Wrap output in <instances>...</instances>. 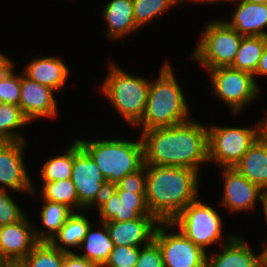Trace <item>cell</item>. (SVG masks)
Here are the masks:
<instances>
[{
  "instance_id": "obj_21",
  "label": "cell",
  "mask_w": 267,
  "mask_h": 267,
  "mask_svg": "<svg viewBox=\"0 0 267 267\" xmlns=\"http://www.w3.org/2000/svg\"><path fill=\"white\" fill-rule=\"evenodd\" d=\"M102 18L106 22V38L108 40H121L125 43V37L138 32L139 29L134 21L133 0H111L104 3Z\"/></svg>"
},
{
  "instance_id": "obj_15",
  "label": "cell",
  "mask_w": 267,
  "mask_h": 267,
  "mask_svg": "<svg viewBox=\"0 0 267 267\" xmlns=\"http://www.w3.org/2000/svg\"><path fill=\"white\" fill-rule=\"evenodd\" d=\"M27 216L16 223L0 226V258L6 265H17L40 243L34 223Z\"/></svg>"
},
{
  "instance_id": "obj_33",
  "label": "cell",
  "mask_w": 267,
  "mask_h": 267,
  "mask_svg": "<svg viewBox=\"0 0 267 267\" xmlns=\"http://www.w3.org/2000/svg\"><path fill=\"white\" fill-rule=\"evenodd\" d=\"M9 192L0 188V226L16 223L26 215Z\"/></svg>"
},
{
  "instance_id": "obj_31",
  "label": "cell",
  "mask_w": 267,
  "mask_h": 267,
  "mask_svg": "<svg viewBox=\"0 0 267 267\" xmlns=\"http://www.w3.org/2000/svg\"><path fill=\"white\" fill-rule=\"evenodd\" d=\"M65 252L54 248L49 242H40L18 267H63Z\"/></svg>"
},
{
  "instance_id": "obj_6",
  "label": "cell",
  "mask_w": 267,
  "mask_h": 267,
  "mask_svg": "<svg viewBox=\"0 0 267 267\" xmlns=\"http://www.w3.org/2000/svg\"><path fill=\"white\" fill-rule=\"evenodd\" d=\"M199 197L189 203L171 223L190 241L208 253L216 244L228 243L235 235H224L225 225L218 209ZM217 209V210H216ZM225 237V238H224Z\"/></svg>"
},
{
  "instance_id": "obj_34",
  "label": "cell",
  "mask_w": 267,
  "mask_h": 267,
  "mask_svg": "<svg viewBox=\"0 0 267 267\" xmlns=\"http://www.w3.org/2000/svg\"><path fill=\"white\" fill-rule=\"evenodd\" d=\"M139 253L140 247L115 246L102 267H135Z\"/></svg>"
},
{
  "instance_id": "obj_28",
  "label": "cell",
  "mask_w": 267,
  "mask_h": 267,
  "mask_svg": "<svg viewBox=\"0 0 267 267\" xmlns=\"http://www.w3.org/2000/svg\"><path fill=\"white\" fill-rule=\"evenodd\" d=\"M69 147L66 148L64 153L49 157L50 159L44 160L40 166V181L52 182L58 180H65L71 178L72 167L74 163V140Z\"/></svg>"
},
{
  "instance_id": "obj_42",
  "label": "cell",
  "mask_w": 267,
  "mask_h": 267,
  "mask_svg": "<svg viewBox=\"0 0 267 267\" xmlns=\"http://www.w3.org/2000/svg\"><path fill=\"white\" fill-rule=\"evenodd\" d=\"M261 136L267 142V110L264 118H261Z\"/></svg>"
},
{
  "instance_id": "obj_20",
  "label": "cell",
  "mask_w": 267,
  "mask_h": 267,
  "mask_svg": "<svg viewBox=\"0 0 267 267\" xmlns=\"http://www.w3.org/2000/svg\"><path fill=\"white\" fill-rule=\"evenodd\" d=\"M230 20L223 19L242 36L267 37V4L235 0Z\"/></svg>"
},
{
  "instance_id": "obj_32",
  "label": "cell",
  "mask_w": 267,
  "mask_h": 267,
  "mask_svg": "<svg viewBox=\"0 0 267 267\" xmlns=\"http://www.w3.org/2000/svg\"><path fill=\"white\" fill-rule=\"evenodd\" d=\"M15 61H11L0 72V103L19 106L21 91V72L15 73Z\"/></svg>"
},
{
  "instance_id": "obj_43",
  "label": "cell",
  "mask_w": 267,
  "mask_h": 267,
  "mask_svg": "<svg viewBox=\"0 0 267 267\" xmlns=\"http://www.w3.org/2000/svg\"><path fill=\"white\" fill-rule=\"evenodd\" d=\"M260 204H262V209H263V215H264V219H266V223H267V198H260Z\"/></svg>"
},
{
  "instance_id": "obj_38",
  "label": "cell",
  "mask_w": 267,
  "mask_h": 267,
  "mask_svg": "<svg viewBox=\"0 0 267 267\" xmlns=\"http://www.w3.org/2000/svg\"><path fill=\"white\" fill-rule=\"evenodd\" d=\"M259 76L260 77L265 76V78H267V43H266V46L264 47L256 73L254 74L255 81L258 85L259 83L257 81V77Z\"/></svg>"
},
{
  "instance_id": "obj_11",
  "label": "cell",
  "mask_w": 267,
  "mask_h": 267,
  "mask_svg": "<svg viewBox=\"0 0 267 267\" xmlns=\"http://www.w3.org/2000/svg\"><path fill=\"white\" fill-rule=\"evenodd\" d=\"M80 202V211L95 209L105 191L110 187L98 165L74 140V163L71 178Z\"/></svg>"
},
{
  "instance_id": "obj_2",
  "label": "cell",
  "mask_w": 267,
  "mask_h": 267,
  "mask_svg": "<svg viewBox=\"0 0 267 267\" xmlns=\"http://www.w3.org/2000/svg\"><path fill=\"white\" fill-rule=\"evenodd\" d=\"M146 167V202L160 222H171L199 196L201 175L198 171L173 166Z\"/></svg>"
},
{
  "instance_id": "obj_22",
  "label": "cell",
  "mask_w": 267,
  "mask_h": 267,
  "mask_svg": "<svg viewBox=\"0 0 267 267\" xmlns=\"http://www.w3.org/2000/svg\"><path fill=\"white\" fill-rule=\"evenodd\" d=\"M84 212V210L83 213L82 211H74L68 217L65 224L49 241L54 248L67 253L76 252V249L80 248L85 235L92 225V220Z\"/></svg>"
},
{
  "instance_id": "obj_39",
  "label": "cell",
  "mask_w": 267,
  "mask_h": 267,
  "mask_svg": "<svg viewBox=\"0 0 267 267\" xmlns=\"http://www.w3.org/2000/svg\"><path fill=\"white\" fill-rule=\"evenodd\" d=\"M235 0H182V2H184L185 4H186V2H189V3H194V4H196V3H200V4H202L203 3V5H205V3H206V5L207 4H213V3H224V2H226V3H233Z\"/></svg>"
},
{
  "instance_id": "obj_4",
  "label": "cell",
  "mask_w": 267,
  "mask_h": 267,
  "mask_svg": "<svg viewBox=\"0 0 267 267\" xmlns=\"http://www.w3.org/2000/svg\"><path fill=\"white\" fill-rule=\"evenodd\" d=\"M108 66V74L99 86L100 95L126 124L134 128L145 113L151 78L126 72L112 59Z\"/></svg>"
},
{
  "instance_id": "obj_36",
  "label": "cell",
  "mask_w": 267,
  "mask_h": 267,
  "mask_svg": "<svg viewBox=\"0 0 267 267\" xmlns=\"http://www.w3.org/2000/svg\"><path fill=\"white\" fill-rule=\"evenodd\" d=\"M114 190L134 191L146 193V167L145 165L136 172L127 174L117 184L111 186Z\"/></svg>"
},
{
  "instance_id": "obj_45",
  "label": "cell",
  "mask_w": 267,
  "mask_h": 267,
  "mask_svg": "<svg viewBox=\"0 0 267 267\" xmlns=\"http://www.w3.org/2000/svg\"><path fill=\"white\" fill-rule=\"evenodd\" d=\"M261 198H267V185L262 189Z\"/></svg>"
},
{
  "instance_id": "obj_10",
  "label": "cell",
  "mask_w": 267,
  "mask_h": 267,
  "mask_svg": "<svg viewBox=\"0 0 267 267\" xmlns=\"http://www.w3.org/2000/svg\"><path fill=\"white\" fill-rule=\"evenodd\" d=\"M154 240L159 245L164 267H205L207 252L190 241L171 222L158 224Z\"/></svg>"
},
{
  "instance_id": "obj_29",
  "label": "cell",
  "mask_w": 267,
  "mask_h": 267,
  "mask_svg": "<svg viewBox=\"0 0 267 267\" xmlns=\"http://www.w3.org/2000/svg\"><path fill=\"white\" fill-rule=\"evenodd\" d=\"M40 198L67 205L73 211H80V202L74 183L70 178L41 183Z\"/></svg>"
},
{
  "instance_id": "obj_5",
  "label": "cell",
  "mask_w": 267,
  "mask_h": 267,
  "mask_svg": "<svg viewBox=\"0 0 267 267\" xmlns=\"http://www.w3.org/2000/svg\"><path fill=\"white\" fill-rule=\"evenodd\" d=\"M98 165L109 186L144 166V148L139 139H76Z\"/></svg>"
},
{
  "instance_id": "obj_46",
  "label": "cell",
  "mask_w": 267,
  "mask_h": 267,
  "mask_svg": "<svg viewBox=\"0 0 267 267\" xmlns=\"http://www.w3.org/2000/svg\"><path fill=\"white\" fill-rule=\"evenodd\" d=\"M6 263L0 258V267H6Z\"/></svg>"
},
{
  "instance_id": "obj_27",
  "label": "cell",
  "mask_w": 267,
  "mask_h": 267,
  "mask_svg": "<svg viewBox=\"0 0 267 267\" xmlns=\"http://www.w3.org/2000/svg\"><path fill=\"white\" fill-rule=\"evenodd\" d=\"M31 125L24 116L20 106L0 103V141H25L20 130ZM19 131V132H18Z\"/></svg>"
},
{
  "instance_id": "obj_12",
  "label": "cell",
  "mask_w": 267,
  "mask_h": 267,
  "mask_svg": "<svg viewBox=\"0 0 267 267\" xmlns=\"http://www.w3.org/2000/svg\"><path fill=\"white\" fill-rule=\"evenodd\" d=\"M25 141H0V185L1 189L19 194L37 193L25 161ZM13 191V192H12Z\"/></svg>"
},
{
  "instance_id": "obj_3",
  "label": "cell",
  "mask_w": 267,
  "mask_h": 267,
  "mask_svg": "<svg viewBox=\"0 0 267 267\" xmlns=\"http://www.w3.org/2000/svg\"><path fill=\"white\" fill-rule=\"evenodd\" d=\"M171 62H164L156 79L150 80L145 113L135 126L142 131L170 127L190 120L186 92L174 74Z\"/></svg>"
},
{
  "instance_id": "obj_7",
  "label": "cell",
  "mask_w": 267,
  "mask_h": 267,
  "mask_svg": "<svg viewBox=\"0 0 267 267\" xmlns=\"http://www.w3.org/2000/svg\"><path fill=\"white\" fill-rule=\"evenodd\" d=\"M204 24L191 61L198 62L206 71L219 67H230L243 38L222 18H214Z\"/></svg>"
},
{
  "instance_id": "obj_35",
  "label": "cell",
  "mask_w": 267,
  "mask_h": 267,
  "mask_svg": "<svg viewBox=\"0 0 267 267\" xmlns=\"http://www.w3.org/2000/svg\"><path fill=\"white\" fill-rule=\"evenodd\" d=\"M135 267H164V261L158 243L153 239L149 244L140 247Z\"/></svg>"
},
{
  "instance_id": "obj_18",
  "label": "cell",
  "mask_w": 267,
  "mask_h": 267,
  "mask_svg": "<svg viewBox=\"0 0 267 267\" xmlns=\"http://www.w3.org/2000/svg\"><path fill=\"white\" fill-rule=\"evenodd\" d=\"M245 236H235L223 245L219 251L208 252L205 267H261L260 254L254 251Z\"/></svg>"
},
{
  "instance_id": "obj_16",
  "label": "cell",
  "mask_w": 267,
  "mask_h": 267,
  "mask_svg": "<svg viewBox=\"0 0 267 267\" xmlns=\"http://www.w3.org/2000/svg\"><path fill=\"white\" fill-rule=\"evenodd\" d=\"M55 94V90L30 80L22 72L19 106L30 123L38 121L37 119L52 120L59 116Z\"/></svg>"
},
{
  "instance_id": "obj_25",
  "label": "cell",
  "mask_w": 267,
  "mask_h": 267,
  "mask_svg": "<svg viewBox=\"0 0 267 267\" xmlns=\"http://www.w3.org/2000/svg\"><path fill=\"white\" fill-rule=\"evenodd\" d=\"M41 200L43 205L39 211V217L42 227L45 229L42 230L35 224L34 230L36 238L40 242H49L74 211L65 204L47 201L42 198Z\"/></svg>"
},
{
  "instance_id": "obj_24",
  "label": "cell",
  "mask_w": 267,
  "mask_h": 267,
  "mask_svg": "<svg viewBox=\"0 0 267 267\" xmlns=\"http://www.w3.org/2000/svg\"><path fill=\"white\" fill-rule=\"evenodd\" d=\"M101 229H93L94 224H92L85 235L82 244L78 250L82 249V252H79V256L85 258L88 261L103 266L111 251L114 249L115 245L109 237V233L105 223L99 222ZM84 251V253H83Z\"/></svg>"
},
{
  "instance_id": "obj_47",
  "label": "cell",
  "mask_w": 267,
  "mask_h": 267,
  "mask_svg": "<svg viewBox=\"0 0 267 267\" xmlns=\"http://www.w3.org/2000/svg\"><path fill=\"white\" fill-rule=\"evenodd\" d=\"M6 267H18L17 265H7Z\"/></svg>"
},
{
  "instance_id": "obj_37",
  "label": "cell",
  "mask_w": 267,
  "mask_h": 267,
  "mask_svg": "<svg viewBox=\"0 0 267 267\" xmlns=\"http://www.w3.org/2000/svg\"><path fill=\"white\" fill-rule=\"evenodd\" d=\"M63 267H101L96 263L86 260L78 255L77 252H65Z\"/></svg>"
},
{
  "instance_id": "obj_14",
  "label": "cell",
  "mask_w": 267,
  "mask_h": 267,
  "mask_svg": "<svg viewBox=\"0 0 267 267\" xmlns=\"http://www.w3.org/2000/svg\"><path fill=\"white\" fill-rule=\"evenodd\" d=\"M145 194L114 190L111 186L108 187L99 204L95 207L98 209L99 222L128 221L144 215H152L147 206Z\"/></svg>"
},
{
  "instance_id": "obj_23",
  "label": "cell",
  "mask_w": 267,
  "mask_h": 267,
  "mask_svg": "<svg viewBox=\"0 0 267 267\" xmlns=\"http://www.w3.org/2000/svg\"><path fill=\"white\" fill-rule=\"evenodd\" d=\"M234 168L263 189L267 185V142L260 136Z\"/></svg>"
},
{
  "instance_id": "obj_1",
  "label": "cell",
  "mask_w": 267,
  "mask_h": 267,
  "mask_svg": "<svg viewBox=\"0 0 267 267\" xmlns=\"http://www.w3.org/2000/svg\"><path fill=\"white\" fill-rule=\"evenodd\" d=\"M144 163L198 171L208 164L207 125L193 119L170 127L141 131Z\"/></svg>"
},
{
  "instance_id": "obj_44",
  "label": "cell",
  "mask_w": 267,
  "mask_h": 267,
  "mask_svg": "<svg viewBox=\"0 0 267 267\" xmlns=\"http://www.w3.org/2000/svg\"><path fill=\"white\" fill-rule=\"evenodd\" d=\"M251 3H261V4H267V0H246Z\"/></svg>"
},
{
  "instance_id": "obj_8",
  "label": "cell",
  "mask_w": 267,
  "mask_h": 267,
  "mask_svg": "<svg viewBox=\"0 0 267 267\" xmlns=\"http://www.w3.org/2000/svg\"><path fill=\"white\" fill-rule=\"evenodd\" d=\"M209 125L208 163L219 168H233L261 136V120L251 127Z\"/></svg>"
},
{
  "instance_id": "obj_13",
  "label": "cell",
  "mask_w": 267,
  "mask_h": 267,
  "mask_svg": "<svg viewBox=\"0 0 267 267\" xmlns=\"http://www.w3.org/2000/svg\"><path fill=\"white\" fill-rule=\"evenodd\" d=\"M220 180L223 182V193L218 204L233 215L239 212L256 210L262 195V189L246 179L233 168H219Z\"/></svg>"
},
{
  "instance_id": "obj_41",
  "label": "cell",
  "mask_w": 267,
  "mask_h": 267,
  "mask_svg": "<svg viewBox=\"0 0 267 267\" xmlns=\"http://www.w3.org/2000/svg\"><path fill=\"white\" fill-rule=\"evenodd\" d=\"M9 57L10 56L5 55V53L0 52V72L12 61Z\"/></svg>"
},
{
  "instance_id": "obj_26",
  "label": "cell",
  "mask_w": 267,
  "mask_h": 267,
  "mask_svg": "<svg viewBox=\"0 0 267 267\" xmlns=\"http://www.w3.org/2000/svg\"><path fill=\"white\" fill-rule=\"evenodd\" d=\"M266 43L267 37L265 36H243L230 67L254 75Z\"/></svg>"
},
{
  "instance_id": "obj_9",
  "label": "cell",
  "mask_w": 267,
  "mask_h": 267,
  "mask_svg": "<svg viewBox=\"0 0 267 267\" xmlns=\"http://www.w3.org/2000/svg\"><path fill=\"white\" fill-rule=\"evenodd\" d=\"M210 88L220 101H224L233 114L239 115L249 104L259 99V86L251 73L232 67L208 70ZM260 87V88H259Z\"/></svg>"
},
{
  "instance_id": "obj_40",
  "label": "cell",
  "mask_w": 267,
  "mask_h": 267,
  "mask_svg": "<svg viewBox=\"0 0 267 267\" xmlns=\"http://www.w3.org/2000/svg\"><path fill=\"white\" fill-rule=\"evenodd\" d=\"M266 242V243H265ZM262 250H260L261 267H267V241L262 242Z\"/></svg>"
},
{
  "instance_id": "obj_30",
  "label": "cell",
  "mask_w": 267,
  "mask_h": 267,
  "mask_svg": "<svg viewBox=\"0 0 267 267\" xmlns=\"http://www.w3.org/2000/svg\"><path fill=\"white\" fill-rule=\"evenodd\" d=\"M182 0H133L134 6V21L137 28L146 26L152 20H156L161 14L173 7L182 4ZM146 24V25H145Z\"/></svg>"
},
{
  "instance_id": "obj_19",
  "label": "cell",
  "mask_w": 267,
  "mask_h": 267,
  "mask_svg": "<svg viewBox=\"0 0 267 267\" xmlns=\"http://www.w3.org/2000/svg\"><path fill=\"white\" fill-rule=\"evenodd\" d=\"M29 61L22 68L26 77L55 91L62 90L63 92L71 70L60 56L39 57L37 55L36 58L32 57Z\"/></svg>"
},
{
  "instance_id": "obj_17",
  "label": "cell",
  "mask_w": 267,
  "mask_h": 267,
  "mask_svg": "<svg viewBox=\"0 0 267 267\" xmlns=\"http://www.w3.org/2000/svg\"><path fill=\"white\" fill-rule=\"evenodd\" d=\"M160 221L154 215H144L128 221L105 222L109 237L115 246L142 247L154 239Z\"/></svg>"
}]
</instances>
